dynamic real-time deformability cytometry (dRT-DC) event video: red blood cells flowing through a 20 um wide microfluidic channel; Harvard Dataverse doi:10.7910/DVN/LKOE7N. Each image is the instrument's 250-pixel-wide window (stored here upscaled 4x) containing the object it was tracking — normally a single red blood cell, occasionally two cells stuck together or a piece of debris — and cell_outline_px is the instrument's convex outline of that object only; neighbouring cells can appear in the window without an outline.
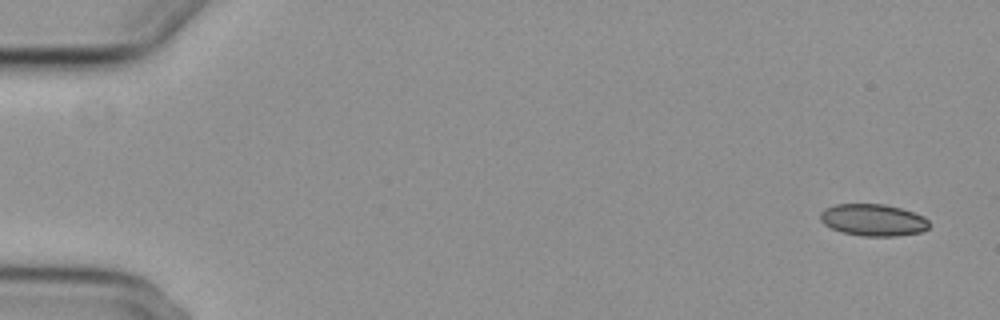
{"species": "common noctule bat (a hibernating species)", "species_latin": "Nyctalus noctula", "temperature_condition": "cold", "stored_images_in_passage": 54, "camera_frame_rate_fps": 3000, "um_per_image_px": 0.085, "animal": {"sex": "female", "body_mass_g": 29.2, "forearm_length_mm": 56.3}, "frame": {"image": 1, "passage_image": 1, "time_ms": 0.0, "image_size_px": [1000, 320], "cell_outline_px": [[928, 228], [920, 232], [896, 236], [864, 236], [840, 232], [824, 224], [820, 220], [820, 212], [824, 208], [836, 204], [884, 204], [900, 208], [924, 216], [928, 220]], "centroid_in_image_um": [74.19, 18.7], "position_along_channel_um": 10.8, "area_um2": 20.23}}
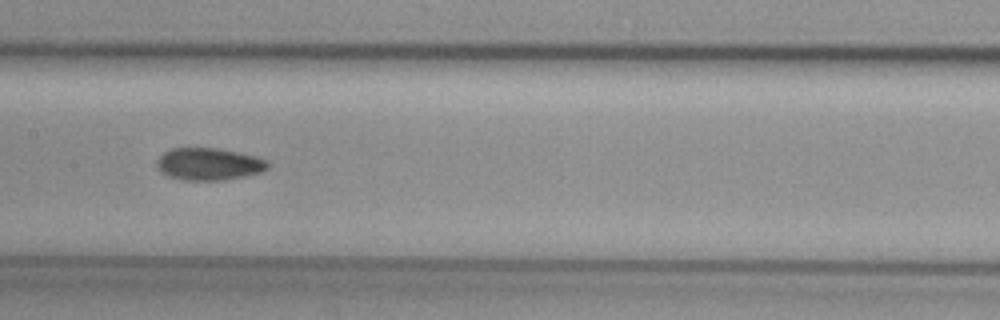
{"frame": {"image": 2, "passage_image": 27, "time_ms": 8.667, "image_size_px": [1000, 320], "cell_outline_px": [[268, 168], [260, 172], [244, 176], [224, 180], [180, 180], [168, 176], [160, 172], [156, 168], [156, 160], [164, 152], [172, 148], [216, 148], [256, 156], [268, 160]], "centroid_in_image_um": [17.71, 13.95], "position_along_channel_um": 189.7, "area_um2": 20.92}}
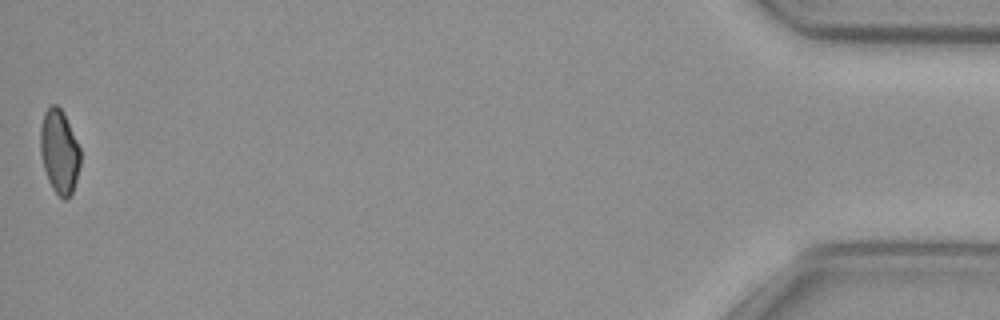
{"frame": {"image": 3, "passage_image": 54, "time_ms": 17.667, "image_size_px": [1000, 320], "cell_outline_px": [[80, 164], [76, 180], [72, 192], [68, 200], [64, 200], [52, 188], [48, 180], [44, 168], [40, 152], [40, 128], [44, 112], [52, 104], [56, 104], [60, 108], [80, 148]], "centroid_in_image_um": [5.03, 12.91], "position_along_channel_um": 430.2, "area_um2": 19.31}, "authors_computed_cell_mechanics": {"area_um2": 20.5768, "velocity_mm_per_s": 3.7434, "shape_relaxation_time_tau1_ms": null, "shape_relaxation_time_tau2_ms": 2.4835, "deformation_change_tau1": null, "deformation_change_tau2": 0.0772}}